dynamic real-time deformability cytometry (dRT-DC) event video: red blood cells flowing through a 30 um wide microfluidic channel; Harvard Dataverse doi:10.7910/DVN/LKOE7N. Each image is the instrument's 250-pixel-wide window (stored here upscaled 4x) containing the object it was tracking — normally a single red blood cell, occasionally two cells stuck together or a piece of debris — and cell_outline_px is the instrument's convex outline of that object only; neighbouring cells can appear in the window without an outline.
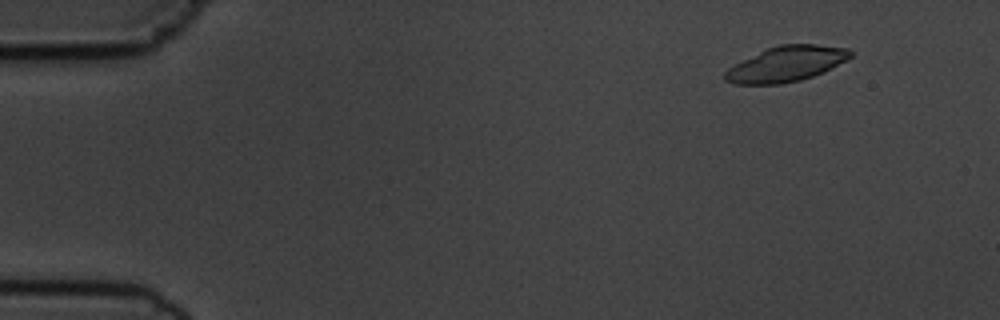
{"species": "common noctule bat (a hibernating species)", "species_latin": "Nyctalus noctula", "temperature_condition": "cold", "stored_images_in_passage": 54, "camera_frame_rate_fps": 3000, "um_per_image_px": 0.085, "animal": {"sex": "male", "body_mass_g": 19.5, "forearm_length_mm": 54.6}, "frame": {"image": 1, "passage_image": 4, "time_ms": 1.0, "image_size_px": [1000, 320], "cell_outline_px": [[852, 56], [848, 60], [824, 72], [800, 80], [780, 84], [736, 84], [724, 80], [724, 72], [728, 68], [768, 48], [780, 44], [816, 44], [848, 48], [852, 52]], "centroid_in_image_um": [66.88, 5.44], "position_along_channel_um": 18.1, "area_um2": 25.66}}
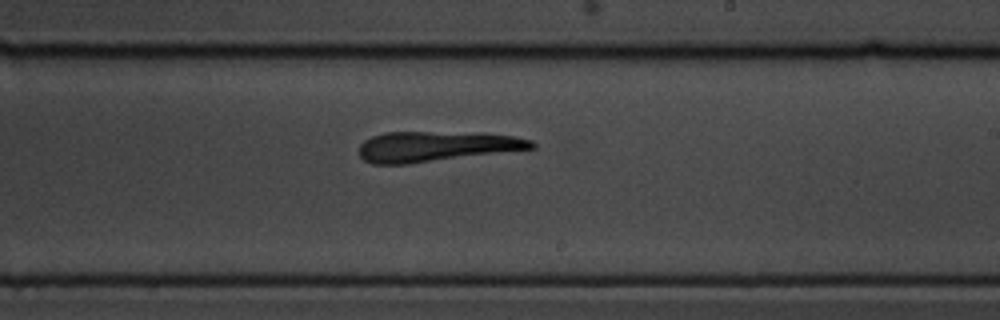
{"frame": {"image": 2, "passage_image": 32, "time_ms": 10.333, "image_size_px": [1000, 320], "cell_outline_px": [[536, 148], [408, 164], [372, 164], [364, 160], [356, 152], [360, 144], [364, 140], [372, 136], [384, 132], [484, 132], [516, 136], [532, 140], [536, 144]], "centroid_in_image_um": [37.07, 12.43], "position_along_channel_um": 251.9, "area_um2": 30.92}}
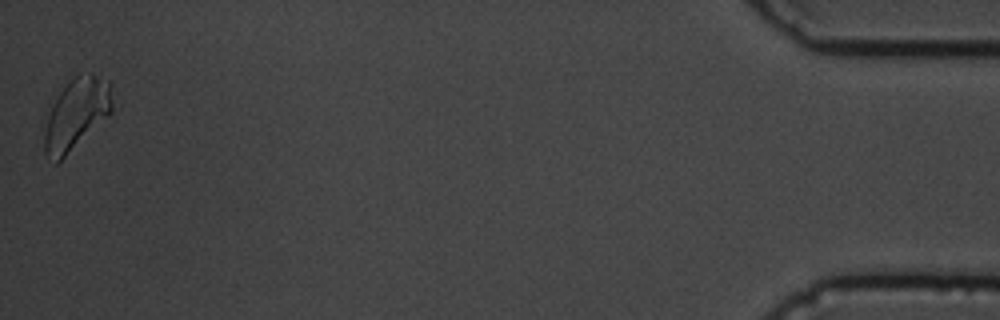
{"frame": {"image": 3, "passage_image": 54, "time_ms": 17.667, "image_size_px": [1000, 320], "cell_outline_px": [[112, 112], [108, 116], [56, 164], [52, 164], [44, 152], [44, 132], [48, 116], [52, 104], [68, 80], [80, 72], [92, 72], [108, 80], [112, 84]], "centroid_in_image_um": [6.5, 9.64], "position_along_channel_um": 428.7, "area_um2": 28.38}}